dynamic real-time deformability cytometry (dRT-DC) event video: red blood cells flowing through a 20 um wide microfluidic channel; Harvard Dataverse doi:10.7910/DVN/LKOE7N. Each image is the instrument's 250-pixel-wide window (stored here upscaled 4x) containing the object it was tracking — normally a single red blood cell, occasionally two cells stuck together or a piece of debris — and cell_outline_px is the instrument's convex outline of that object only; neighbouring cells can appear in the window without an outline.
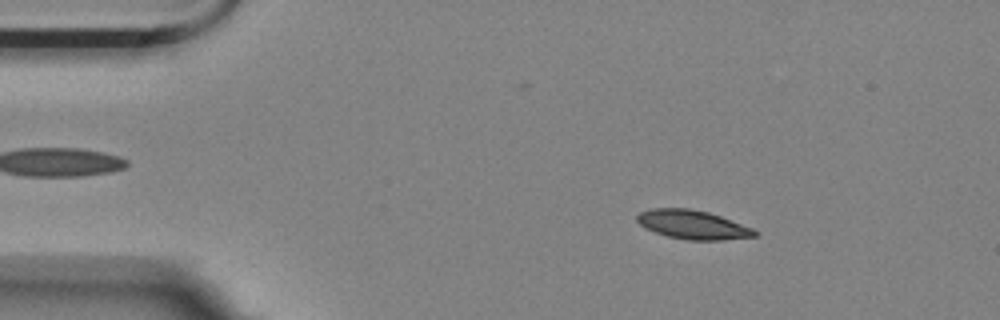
{"species": "Egyptian fruit bat (a non-hibernating species)", "species_latin": "Rousettus aegyptiacus", "temperature_condition": "room temperature", "stored_images_in_passage": 55, "camera_frame_rate_fps": 3000, "um_per_image_px": 0.085, "animal": {"sex": "female"}, "frame": {"image": 1, "passage_image": 8, "time_ms": 2.333, "image_size_px": [1000, 320], "cell_outline_px": [[756, 236], [724, 240], [688, 240], [668, 236], [644, 228], [636, 220], [636, 216], [640, 212], [652, 208], [688, 208], [708, 212], [720, 216], [752, 228], [756, 232]], "centroid_in_image_um": [58.85, 19.09], "position_along_channel_um": 26.2, "area_um2": 19.65}}
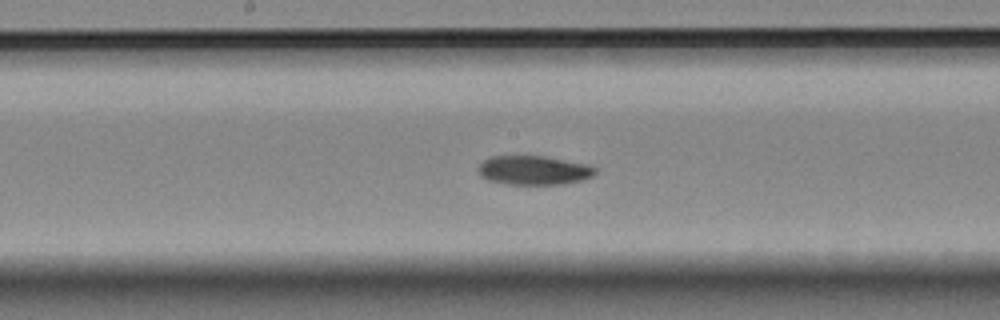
{"frame": {"image": 2, "passage_image": 28, "time_ms": 9.0, "image_size_px": [1000, 320], "cell_outline_px": [[596, 172], [592, 176], [584, 180], [560, 184], [504, 184], [488, 180], [480, 176], [476, 168], [484, 160], [492, 156], [544, 156], [588, 164], [596, 168]], "centroid_in_image_um": [45.35, 14.47], "position_along_channel_um": 202.8, "area_um2": 19.94}}
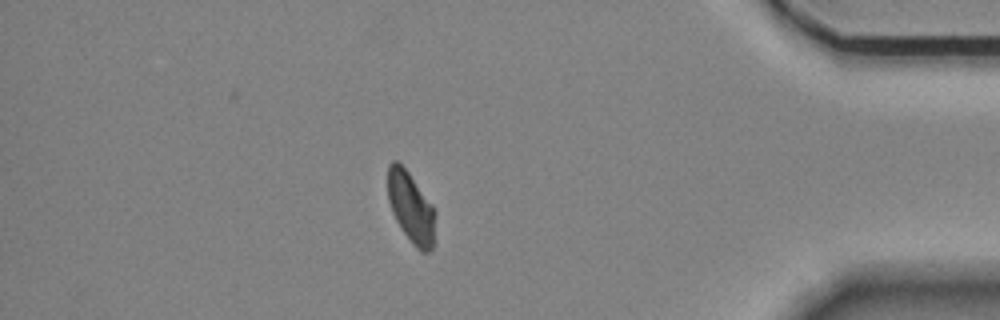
{"frame": {"image": 3, "passage_image": 48, "time_ms": 15.667, "image_size_px": [1000, 320], "cell_outline_px": [[436, 212], [432, 248], [428, 252], [420, 252], [412, 244], [400, 228], [392, 212], [388, 200], [388, 164], [392, 160], [396, 160], [408, 172], [432, 204]], "centroid_in_image_um": [34.93, 17.65], "position_along_channel_um": 400.3, "area_um2": 19.59}, "authors_computed_cell_mechanics": {"area_um2": 20.0566, "velocity_mm_per_s": 3.5319, "shape_relaxation_time_tau1_ms": null, "shape_relaxation_time_tau2_ms": 4.7398, "deformation_change_tau1": null, "deformation_change_tau2": 0.0656}}